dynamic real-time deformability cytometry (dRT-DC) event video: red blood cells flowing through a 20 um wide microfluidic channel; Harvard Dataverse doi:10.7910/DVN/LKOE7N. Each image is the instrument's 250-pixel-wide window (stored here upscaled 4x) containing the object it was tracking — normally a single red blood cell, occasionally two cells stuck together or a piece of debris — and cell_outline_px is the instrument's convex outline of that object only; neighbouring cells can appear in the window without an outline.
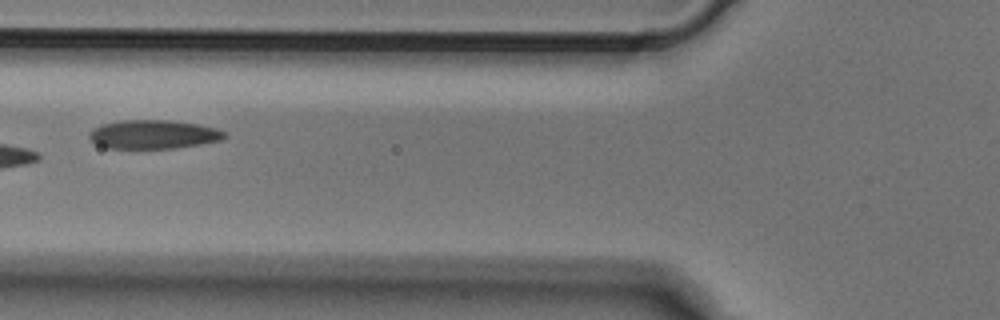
{"species": "Egyptian fruit bat (a non-hibernating species)", "species_latin": "Rousettus aegyptiacus", "temperature_condition": "cold", "stored_images_in_passage": 6, "camera_frame_rate_fps": 3000, "um_per_image_px": 0.085, "animal": {"sex": "male"}, "frame": {"image": 1, "passage_image": 5, "time_ms": 1.333, "image_size_px": [1000, 320], "cell_outline_px": [[228, 136], [220, 140], [200, 144], [176, 148], [108, 148], [96, 144], [88, 136], [88, 132], [92, 128], [100, 124], [120, 120], [172, 120], [196, 124], [216, 128], [228, 132]], "centroid_in_image_um": [13.03, 11.41], "position_along_channel_um": 112.8, "area_um2": 22.89}}
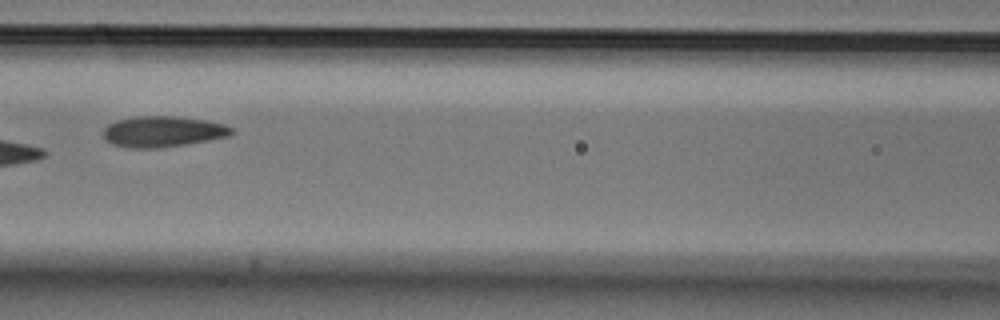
{"frame": {"image": 2, "passage_image": 6, "time_ms": 1.667, "image_size_px": [1000, 320], "cell_outline_px": [[236, 132], [232, 136], [188, 144], [160, 148], [128, 148], [112, 144], [104, 136], [104, 128], [108, 124], [116, 120], [136, 116], [176, 116], [204, 120], [224, 124], [232, 128]], "centroid_in_image_um": [13.88, 11.19], "position_along_channel_um": 152.7, "area_um2": 23.29}}